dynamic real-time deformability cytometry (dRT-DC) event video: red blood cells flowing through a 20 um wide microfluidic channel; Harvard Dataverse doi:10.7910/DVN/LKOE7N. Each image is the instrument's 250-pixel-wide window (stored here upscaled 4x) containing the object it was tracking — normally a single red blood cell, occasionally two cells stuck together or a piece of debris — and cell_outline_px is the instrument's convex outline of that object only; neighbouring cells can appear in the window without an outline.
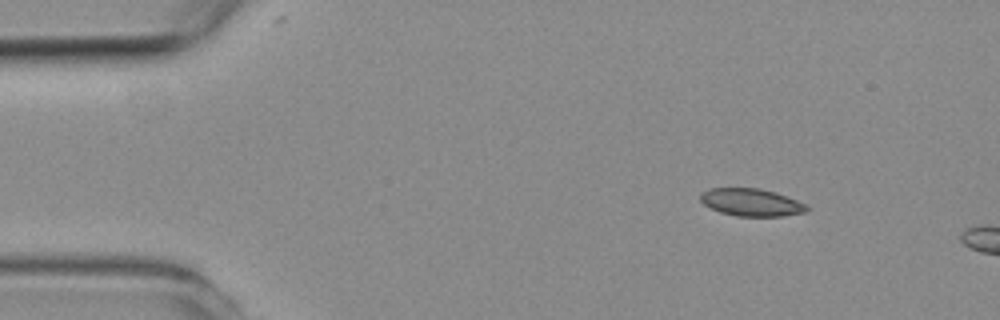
{"species": "common noctule bat (a hibernating species)", "species_latin": "Nyctalus noctula", "temperature_condition": "room temperature", "stored_images_in_passage": 2, "camera_frame_rate_fps": 3000, "um_per_image_px": 0.085, "animal": {"sex": "female", "body_mass_g": 19.3, "forearm_length_mm": 54.1}, "frame": {"image": 1, "passage_image": 1, "time_ms": 0.0, "image_size_px": [1000, 320], "cell_outline_px": [[808, 212], [780, 216], [736, 216], [720, 212], [704, 204], [700, 200], [700, 192], [708, 188], [760, 188], [776, 192], [788, 196], [808, 204]], "centroid_in_image_um": [63.89, 17.19], "position_along_channel_um": 21.1, "area_um2": 17.28}}